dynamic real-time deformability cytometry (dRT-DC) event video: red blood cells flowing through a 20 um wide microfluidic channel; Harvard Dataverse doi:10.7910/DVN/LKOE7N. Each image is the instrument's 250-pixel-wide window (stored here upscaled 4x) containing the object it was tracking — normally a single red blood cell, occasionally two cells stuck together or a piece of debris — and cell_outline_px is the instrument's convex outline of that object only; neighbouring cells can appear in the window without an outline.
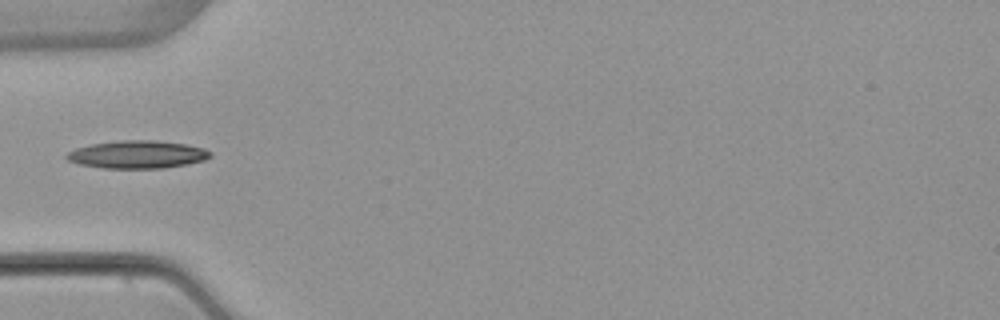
{"species": "common noctule bat (a hibernating species)", "species_latin": "Nyctalus noctula", "temperature_condition": "warm", "stored_images_in_passage": 3, "camera_frame_rate_fps": 3000, "um_per_image_px": 0.085, "animal": {"sex": "female", "body_mass_g": 22.7, "forearm_length_mm": 54.2}, "frame": {"image": 1, "passage_image": 2, "time_ms": 1.333, "image_size_px": [1000, 320], "cell_outline_px": [[212, 156], [204, 160], [188, 164], [164, 168], [104, 168], [80, 164], [68, 160], [64, 156], [68, 152], [76, 148], [92, 144], [120, 140], [156, 140], [184, 144], [204, 148], [212, 152]], "centroid_in_image_um": [11.7, 13.13], "position_along_channel_um": 73.3, "area_um2": 23.24}}